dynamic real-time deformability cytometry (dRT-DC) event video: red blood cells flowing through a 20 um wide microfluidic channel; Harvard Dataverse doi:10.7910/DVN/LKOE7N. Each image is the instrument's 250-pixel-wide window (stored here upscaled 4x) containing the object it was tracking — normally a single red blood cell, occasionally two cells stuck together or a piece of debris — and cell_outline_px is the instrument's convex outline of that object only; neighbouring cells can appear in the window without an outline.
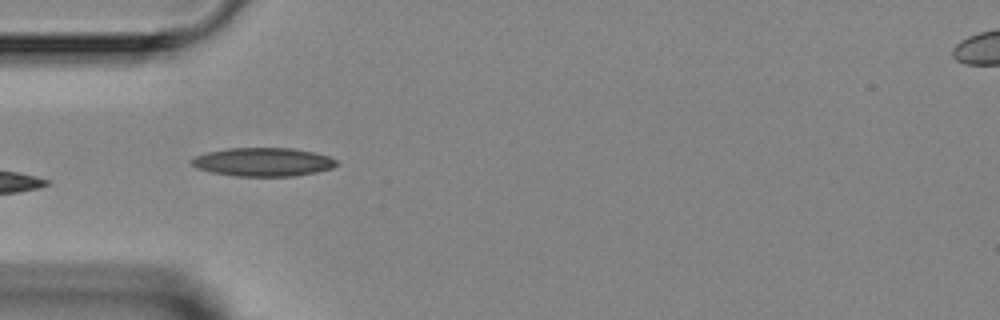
{"species": "Egyptian fruit bat (a non-hibernating species)", "species_latin": "Rousettus aegyptiacus", "temperature_condition": "room temperature", "stored_images_in_passage": 7, "camera_frame_rate_fps": 3000, "um_per_image_px": 0.085, "animal": {"sex": "female"}, "frame": {"image": 1, "passage_image": 5, "time_ms": 4.667, "image_size_px": [1000, 320], "cell_outline_px": [[340, 164], [332, 168], [316, 172], [292, 176], [236, 176], [212, 172], [196, 168], [192, 164], [192, 160], [196, 156], [208, 152], [228, 148], [292, 148], [312, 152], [328, 156], [336, 160]], "centroid_in_image_um": [22.39, 13.77], "position_along_channel_um": 62.6, "area_um2": 23.93}}
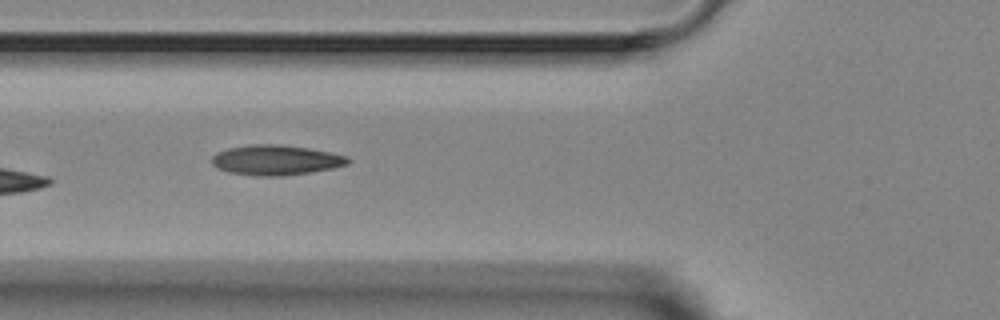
{"frame": {"image": 2, "passage_image": 6, "time_ms": 5.667, "image_size_px": [1000, 320], "cell_outline_px": [[352, 160], [348, 164], [332, 168], [284, 176], [256, 176], [228, 172], [216, 168], [212, 164], [212, 156], [216, 152], [228, 148], [252, 144], [280, 144], [308, 148], [332, 152], [348, 156]], "centroid_in_image_um": [23.44, 13.6], "position_along_channel_um": 102.4, "area_um2": 24.04}}
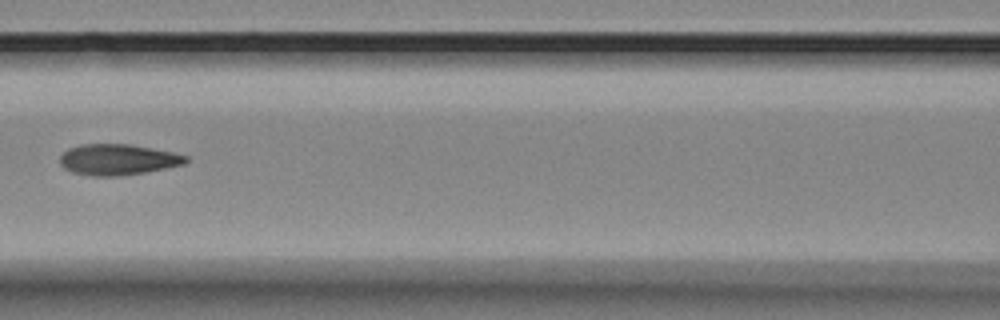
{"frame": {"image": 3, "passage_image": 7, "time_ms": 7.0, "image_size_px": [1000, 320], "cell_outline_px": [[188, 160], [184, 164], [144, 172], [116, 176], [92, 176], [72, 172], [64, 168], [60, 164], [60, 156], [68, 148], [84, 144], [132, 144], [172, 152], [188, 156]], "centroid_in_image_um": [9.99, 13.56], "position_along_channel_um": 156.6, "area_um2": 22.54}}